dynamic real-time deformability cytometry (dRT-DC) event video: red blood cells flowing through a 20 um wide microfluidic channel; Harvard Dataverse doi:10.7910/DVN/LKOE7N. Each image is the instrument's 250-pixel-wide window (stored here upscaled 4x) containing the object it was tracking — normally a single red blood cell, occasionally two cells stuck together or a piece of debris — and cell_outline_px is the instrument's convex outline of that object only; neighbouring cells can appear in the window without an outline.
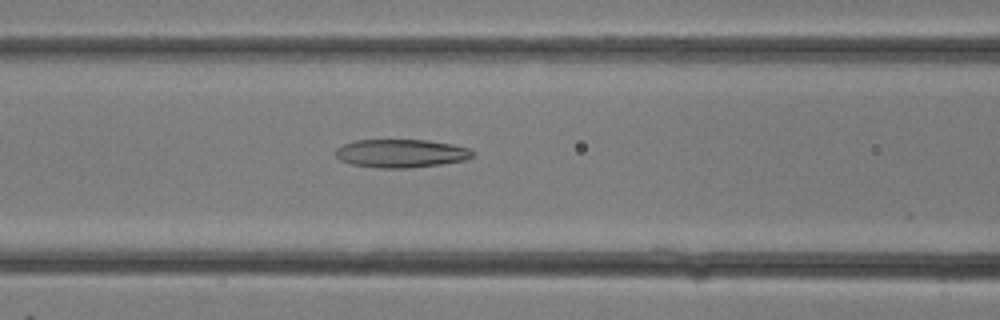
{"species": "common noctule bat (a hibernating species)", "species_latin": "Nyctalus noctula", "temperature_condition": "room temperature", "stored_images_in_passage": 18, "camera_frame_rate_fps": 3000, "um_per_image_px": 0.085, "animal": {"sex": "female"}, "frame": {"image": 1, "passage_image": 7, "time_ms": 2.0, "image_size_px": [1000, 320], "cell_outline_px": [[476, 152], [472, 156], [464, 160], [440, 164], [408, 168], [376, 168], [352, 164], [340, 160], [336, 156], [336, 148], [344, 144], [356, 140], [428, 140], [452, 144], [472, 148]], "centroid_in_image_um": [34.11, 13.03], "position_along_channel_um": 132.5, "area_um2": 22.66}}
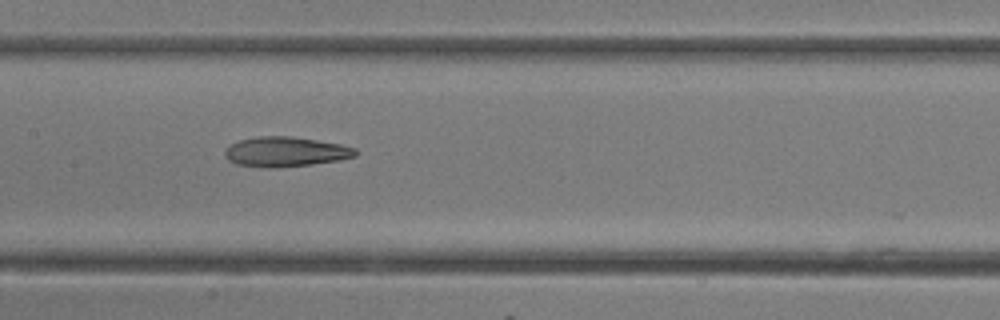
{"frame": {"image": 2, "passage_image": 9, "time_ms": 2.667, "image_size_px": [1000, 320], "cell_outline_px": [[356, 156], [340, 160], [312, 164], [276, 168], [268, 168], [236, 164], [228, 160], [224, 152], [236, 140], [256, 136], [292, 136], [340, 144], [356, 148]], "centroid_in_image_um": [24.26, 12.9], "position_along_channel_um": 183.1, "area_um2": 22.77}}